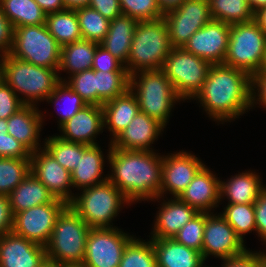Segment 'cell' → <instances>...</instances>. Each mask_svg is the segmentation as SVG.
Masks as SVG:
<instances>
[{
	"label": "cell",
	"mask_w": 266,
	"mask_h": 267,
	"mask_svg": "<svg viewBox=\"0 0 266 267\" xmlns=\"http://www.w3.org/2000/svg\"><path fill=\"white\" fill-rule=\"evenodd\" d=\"M107 158L111 168L108 180L132 204L160 199L163 155L151 151L117 149L109 143Z\"/></svg>",
	"instance_id": "1"
},
{
	"label": "cell",
	"mask_w": 266,
	"mask_h": 267,
	"mask_svg": "<svg viewBox=\"0 0 266 267\" xmlns=\"http://www.w3.org/2000/svg\"><path fill=\"white\" fill-rule=\"evenodd\" d=\"M208 117L231 122L252 108L251 76L225 64H213L202 89L195 95Z\"/></svg>",
	"instance_id": "2"
},
{
	"label": "cell",
	"mask_w": 266,
	"mask_h": 267,
	"mask_svg": "<svg viewBox=\"0 0 266 267\" xmlns=\"http://www.w3.org/2000/svg\"><path fill=\"white\" fill-rule=\"evenodd\" d=\"M0 67L1 79L24 105L37 106L38 101L46 100L62 81L58 70L36 66L10 54L0 57Z\"/></svg>",
	"instance_id": "3"
},
{
	"label": "cell",
	"mask_w": 266,
	"mask_h": 267,
	"mask_svg": "<svg viewBox=\"0 0 266 267\" xmlns=\"http://www.w3.org/2000/svg\"><path fill=\"white\" fill-rule=\"evenodd\" d=\"M172 48L163 17L138 21L125 65L127 73L161 69Z\"/></svg>",
	"instance_id": "4"
},
{
	"label": "cell",
	"mask_w": 266,
	"mask_h": 267,
	"mask_svg": "<svg viewBox=\"0 0 266 267\" xmlns=\"http://www.w3.org/2000/svg\"><path fill=\"white\" fill-rule=\"evenodd\" d=\"M91 227L68 205L58 216L45 246L47 259L67 265H81Z\"/></svg>",
	"instance_id": "5"
},
{
	"label": "cell",
	"mask_w": 266,
	"mask_h": 267,
	"mask_svg": "<svg viewBox=\"0 0 266 267\" xmlns=\"http://www.w3.org/2000/svg\"><path fill=\"white\" fill-rule=\"evenodd\" d=\"M129 89L138 100L140 112L157 119L165 126L173 106L182 100L161 69L133 73L130 75Z\"/></svg>",
	"instance_id": "6"
},
{
	"label": "cell",
	"mask_w": 266,
	"mask_h": 267,
	"mask_svg": "<svg viewBox=\"0 0 266 267\" xmlns=\"http://www.w3.org/2000/svg\"><path fill=\"white\" fill-rule=\"evenodd\" d=\"M81 191L82 194L78 193L69 205L91 228L113 227L111 222L119 214L122 204L131 205L109 180Z\"/></svg>",
	"instance_id": "7"
},
{
	"label": "cell",
	"mask_w": 266,
	"mask_h": 267,
	"mask_svg": "<svg viewBox=\"0 0 266 267\" xmlns=\"http://www.w3.org/2000/svg\"><path fill=\"white\" fill-rule=\"evenodd\" d=\"M265 50L266 36L255 20L233 24L223 64L252 76L260 69Z\"/></svg>",
	"instance_id": "8"
},
{
	"label": "cell",
	"mask_w": 266,
	"mask_h": 267,
	"mask_svg": "<svg viewBox=\"0 0 266 267\" xmlns=\"http://www.w3.org/2000/svg\"><path fill=\"white\" fill-rule=\"evenodd\" d=\"M11 56L30 64L58 70L61 46L45 24L14 28Z\"/></svg>",
	"instance_id": "9"
},
{
	"label": "cell",
	"mask_w": 266,
	"mask_h": 267,
	"mask_svg": "<svg viewBox=\"0 0 266 267\" xmlns=\"http://www.w3.org/2000/svg\"><path fill=\"white\" fill-rule=\"evenodd\" d=\"M211 66V63L183 47H173L161 70L172 83L176 94L185 101L194 98L202 89Z\"/></svg>",
	"instance_id": "10"
},
{
	"label": "cell",
	"mask_w": 266,
	"mask_h": 267,
	"mask_svg": "<svg viewBox=\"0 0 266 267\" xmlns=\"http://www.w3.org/2000/svg\"><path fill=\"white\" fill-rule=\"evenodd\" d=\"M134 238L119 229L91 228L85 247L83 267H119L127 244Z\"/></svg>",
	"instance_id": "11"
},
{
	"label": "cell",
	"mask_w": 266,
	"mask_h": 267,
	"mask_svg": "<svg viewBox=\"0 0 266 267\" xmlns=\"http://www.w3.org/2000/svg\"><path fill=\"white\" fill-rule=\"evenodd\" d=\"M68 206L62 200L35 206L16 213L12 232L41 246H46L58 216Z\"/></svg>",
	"instance_id": "12"
},
{
	"label": "cell",
	"mask_w": 266,
	"mask_h": 267,
	"mask_svg": "<svg viewBox=\"0 0 266 267\" xmlns=\"http://www.w3.org/2000/svg\"><path fill=\"white\" fill-rule=\"evenodd\" d=\"M172 47H183L189 38L213 18L208 0H184L164 13Z\"/></svg>",
	"instance_id": "13"
},
{
	"label": "cell",
	"mask_w": 266,
	"mask_h": 267,
	"mask_svg": "<svg viewBox=\"0 0 266 267\" xmlns=\"http://www.w3.org/2000/svg\"><path fill=\"white\" fill-rule=\"evenodd\" d=\"M244 242L221 214L205 213V227L201 254L206 261L209 255L225 260L246 251Z\"/></svg>",
	"instance_id": "14"
},
{
	"label": "cell",
	"mask_w": 266,
	"mask_h": 267,
	"mask_svg": "<svg viewBox=\"0 0 266 267\" xmlns=\"http://www.w3.org/2000/svg\"><path fill=\"white\" fill-rule=\"evenodd\" d=\"M231 25L212 19L196 31L183 48L213 64H222L225 60L230 37Z\"/></svg>",
	"instance_id": "15"
},
{
	"label": "cell",
	"mask_w": 266,
	"mask_h": 267,
	"mask_svg": "<svg viewBox=\"0 0 266 267\" xmlns=\"http://www.w3.org/2000/svg\"><path fill=\"white\" fill-rule=\"evenodd\" d=\"M30 172H32L48 189L54 198L72 202L71 173L61 166L53 156L43 147L31 153Z\"/></svg>",
	"instance_id": "16"
},
{
	"label": "cell",
	"mask_w": 266,
	"mask_h": 267,
	"mask_svg": "<svg viewBox=\"0 0 266 267\" xmlns=\"http://www.w3.org/2000/svg\"><path fill=\"white\" fill-rule=\"evenodd\" d=\"M204 166L201 159L183 150L163 155L160 198L169 192L179 197Z\"/></svg>",
	"instance_id": "17"
},
{
	"label": "cell",
	"mask_w": 266,
	"mask_h": 267,
	"mask_svg": "<svg viewBox=\"0 0 266 267\" xmlns=\"http://www.w3.org/2000/svg\"><path fill=\"white\" fill-rule=\"evenodd\" d=\"M46 259L44 246L13 232L0 237V267H41Z\"/></svg>",
	"instance_id": "18"
},
{
	"label": "cell",
	"mask_w": 266,
	"mask_h": 267,
	"mask_svg": "<svg viewBox=\"0 0 266 267\" xmlns=\"http://www.w3.org/2000/svg\"><path fill=\"white\" fill-rule=\"evenodd\" d=\"M62 132L58 137L63 140L82 143L86 145H97V135L103 133L104 120L102 106L86 105L72 118L59 127Z\"/></svg>",
	"instance_id": "19"
},
{
	"label": "cell",
	"mask_w": 266,
	"mask_h": 267,
	"mask_svg": "<svg viewBox=\"0 0 266 267\" xmlns=\"http://www.w3.org/2000/svg\"><path fill=\"white\" fill-rule=\"evenodd\" d=\"M164 128L165 125L160 121L139 111L111 143L117 149L151 151L153 149L150 146Z\"/></svg>",
	"instance_id": "20"
},
{
	"label": "cell",
	"mask_w": 266,
	"mask_h": 267,
	"mask_svg": "<svg viewBox=\"0 0 266 267\" xmlns=\"http://www.w3.org/2000/svg\"><path fill=\"white\" fill-rule=\"evenodd\" d=\"M178 198L198 212L211 213L220 203V179L205 165Z\"/></svg>",
	"instance_id": "21"
},
{
	"label": "cell",
	"mask_w": 266,
	"mask_h": 267,
	"mask_svg": "<svg viewBox=\"0 0 266 267\" xmlns=\"http://www.w3.org/2000/svg\"><path fill=\"white\" fill-rule=\"evenodd\" d=\"M43 115L37 106L24 105L7 119L8 134L22 143L31 153L41 149L39 141Z\"/></svg>",
	"instance_id": "22"
},
{
	"label": "cell",
	"mask_w": 266,
	"mask_h": 267,
	"mask_svg": "<svg viewBox=\"0 0 266 267\" xmlns=\"http://www.w3.org/2000/svg\"><path fill=\"white\" fill-rule=\"evenodd\" d=\"M173 198V199H172ZM158 208L151 238H173L199 212L178 197L164 200Z\"/></svg>",
	"instance_id": "23"
},
{
	"label": "cell",
	"mask_w": 266,
	"mask_h": 267,
	"mask_svg": "<svg viewBox=\"0 0 266 267\" xmlns=\"http://www.w3.org/2000/svg\"><path fill=\"white\" fill-rule=\"evenodd\" d=\"M104 127L113 136L112 142L134 119L140 111L135 94L128 89L124 94L102 105Z\"/></svg>",
	"instance_id": "24"
},
{
	"label": "cell",
	"mask_w": 266,
	"mask_h": 267,
	"mask_svg": "<svg viewBox=\"0 0 266 267\" xmlns=\"http://www.w3.org/2000/svg\"><path fill=\"white\" fill-rule=\"evenodd\" d=\"M157 267H200L202 254L177 242L174 238H151Z\"/></svg>",
	"instance_id": "25"
},
{
	"label": "cell",
	"mask_w": 266,
	"mask_h": 267,
	"mask_svg": "<svg viewBox=\"0 0 266 267\" xmlns=\"http://www.w3.org/2000/svg\"><path fill=\"white\" fill-rule=\"evenodd\" d=\"M253 171L236 174L226 182L220 181V201L227 197L228 204H254L265 185Z\"/></svg>",
	"instance_id": "26"
},
{
	"label": "cell",
	"mask_w": 266,
	"mask_h": 267,
	"mask_svg": "<svg viewBox=\"0 0 266 267\" xmlns=\"http://www.w3.org/2000/svg\"><path fill=\"white\" fill-rule=\"evenodd\" d=\"M138 21L128 15H119L110 21L105 38L99 43L124 66L130 53L132 38Z\"/></svg>",
	"instance_id": "27"
},
{
	"label": "cell",
	"mask_w": 266,
	"mask_h": 267,
	"mask_svg": "<svg viewBox=\"0 0 266 267\" xmlns=\"http://www.w3.org/2000/svg\"><path fill=\"white\" fill-rule=\"evenodd\" d=\"M104 155L97 145H89L83 152V155H79V162L77 167L71 172V180L73 188L83 189L86 187L95 186L106 180L108 176L103 178L104 168Z\"/></svg>",
	"instance_id": "28"
},
{
	"label": "cell",
	"mask_w": 266,
	"mask_h": 267,
	"mask_svg": "<svg viewBox=\"0 0 266 267\" xmlns=\"http://www.w3.org/2000/svg\"><path fill=\"white\" fill-rule=\"evenodd\" d=\"M8 197L13 215L35 206L51 203L55 199L32 172L8 194Z\"/></svg>",
	"instance_id": "29"
},
{
	"label": "cell",
	"mask_w": 266,
	"mask_h": 267,
	"mask_svg": "<svg viewBox=\"0 0 266 267\" xmlns=\"http://www.w3.org/2000/svg\"><path fill=\"white\" fill-rule=\"evenodd\" d=\"M99 43L81 39L61 47L58 71H68L70 76L92 69L93 58Z\"/></svg>",
	"instance_id": "30"
},
{
	"label": "cell",
	"mask_w": 266,
	"mask_h": 267,
	"mask_svg": "<svg viewBox=\"0 0 266 267\" xmlns=\"http://www.w3.org/2000/svg\"><path fill=\"white\" fill-rule=\"evenodd\" d=\"M45 26L61 47L82 39L75 9L47 14Z\"/></svg>",
	"instance_id": "31"
},
{
	"label": "cell",
	"mask_w": 266,
	"mask_h": 267,
	"mask_svg": "<svg viewBox=\"0 0 266 267\" xmlns=\"http://www.w3.org/2000/svg\"><path fill=\"white\" fill-rule=\"evenodd\" d=\"M0 5L14 28L45 24L47 14L35 0H0Z\"/></svg>",
	"instance_id": "32"
},
{
	"label": "cell",
	"mask_w": 266,
	"mask_h": 267,
	"mask_svg": "<svg viewBox=\"0 0 266 267\" xmlns=\"http://www.w3.org/2000/svg\"><path fill=\"white\" fill-rule=\"evenodd\" d=\"M208 3L214 20L229 25L254 20V12L247 0H208Z\"/></svg>",
	"instance_id": "33"
},
{
	"label": "cell",
	"mask_w": 266,
	"mask_h": 267,
	"mask_svg": "<svg viewBox=\"0 0 266 267\" xmlns=\"http://www.w3.org/2000/svg\"><path fill=\"white\" fill-rule=\"evenodd\" d=\"M97 106L124 94L130 87V75L127 72L95 71Z\"/></svg>",
	"instance_id": "34"
},
{
	"label": "cell",
	"mask_w": 266,
	"mask_h": 267,
	"mask_svg": "<svg viewBox=\"0 0 266 267\" xmlns=\"http://www.w3.org/2000/svg\"><path fill=\"white\" fill-rule=\"evenodd\" d=\"M44 141V148L70 173L77 167L79 155H83L84 150L89 146L66 141L56 135L49 136Z\"/></svg>",
	"instance_id": "35"
},
{
	"label": "cell",
	"mask_w": 266,
	"mask_h": 267,
	"mask_svg": "<svg viewBox=\"0 0 266 267\" xmlns=\"http://www.w3.org/2000/svg\"><path fill=\"white\" fill-rule=\"evenodd\" d=\"M75 12L82 39L100 43L108 33L110 21L89 6L76 8Z\"/></svg>",
	"instance_id": "36"
},
{
	"label": "cell",
	"mask_w": 266,
	"mask_h": 267,
	"mask_svg": "<svg viewBox=\"0 0 266 267\" xmlns=\"http://www.w3.org/2000/svg\"><path fill=\"white\" fill-rule=\"evenodd\" d=\"M30 173V159L0 157V195H8Z\"/></svg>",
	"instance_id": "37"
},
{
	"label": "cell",
	"mask_w": 266,
	"mask_h": 267,
	"mask_svg": "<svg viewBox=\"0 0 266 267\" xmlns=\"http://www.w3.org/2000/svg\"><path fill=\"white\" fill-rule=\"evenodd\" d=\"M244 242V235L256 231L254 204H227L220 213Z\"/></svg>",
	"instance_id": "38"
},
{
	"label": "cell",
	"mask_w": 266,
	"mask_h": 267,
	"mask_svg": "<svg viewBox=\"0 0 266 267\" xmlns=\"http://www.w3.org/2000/svg\"><path fill=\"white\" fill-rule=\"evenodd\" d=\"M119 267H157L152 240L145 241L134 237L127 244Z\"/></svg>",
	"instance_id": "39"
},
{
	"label": "cell",
	"mask_w": 266,
	"mask_h": 267,
	"mask_svg": "<svg viewBox=\"0 0 266 267\" xmlns=\"http://www.w3.org/2000/svg\"><path fill=\"white\" fill-rule=\"evenodd\" d=\"M47 101L55 104V107L60 104V101L68 102L66 108L64 106V109L58 111V113L60 112L59 116L61 114L58 119L59 127L87 105L80 95L73 91L64 81H61L57 85L54 92L47 97L46 102Z\"/></svg>",
	"instance_id": "40"
},
{
	"label": "cell",
	"mask_w": 266,
	"mask_h": 267,
	"mask_svg": "<svg viewBox=\"0 0 266 267\" xmlns=\"http://www.w3.org/2000/svg\"><path fill=\"white\" fill-rule=\"evenodd\" d=\"M205 227V212H199L173 237L177 242L201 253Z\"/></svg>",
	"instance_id": "41"
},
{
	"label": "cell",
	"mask_w": 266,
	"mask_h": 267,
	"mask_svg": "<svg viewBox=\"0 0 266 267\" xmlns=\"http://www.w3.org/2000/svg\"><path fill=\"white\" fill-rule=\"evenodd\" d=\"M68 86L78 93L87 105H97V89L95 70H84L81 73L62 79Z\"/></svg>",
	"instance_id": "42"
},
{
	"label": "cell",
	"mask_w": 266,
	"mask_h": 267,
	"mask_svg": "<svg viewBox=\"0 0 266 267\" xmlns=\"http://www.w3.org/2000/svg\"><path fill=\"white\" fill-rule=\"evenodd\" d=\"M122 13L137 21L155 20L163 17L164 13L158 6L157 0H119Z\"/></svg>",
	"instance_id": "43"
},
{
	"label": "cell",
	"mask_w": 266,
	"mask_h": 267,
	"mask_svg": "<svg viewBox=\"0 0 266 267\" xmlns=\"http://www.w3.org/2000/svg\"><path fill=\"white\" fill-rule=\"evenodd\" d=\"M24 106L16 93L0 79V119H8Z\"/></svg>",
	"instance_id": "44"
},
{
	"label": "cell",
	"mask_w": 266,
	"mask_h": 267,
	"mask_svg": "<svg viewBox=\"0 0 266 267\" xmlns=\"http://www.w3.org/2000/svg\"><path fill=\"white\" fill-rule=\"evenodd\" d=\"M92 69L103 72H127L126 67L101 45L96 47Z\"/></svg>",
	"instance_id": "45"
},
{
	"label": "cell",
	"mask_w": 266,
	"mask_h": 267,
	"mask_svg": "<svg viewBox=\"0 0 266 267\" xmlns=\"http://www.w3.org/2000/svg\"><path fill=\"white\" fill-rule=\"evenodd\" d=\"M0 157L30 159L31 152L13 136L0 133Z\"/></svg>",
	"instance_id": "46"
},
{
	"label": "cell",
	"mask_w": 266,
	"mask_h": 267,
	"mask_svg": "<svg viewBox=\"0 0 266 267\" xmlns=\"http://www.w3.org/2000/svg\"><path fill=\"white\" fill-rule=\"evenodd\" d=\"M14 27L0 5V57L8 55L13 45Z\"/></svg>",
	"instance_id": "47"
},
{
	"label": "cell",
	"mask_w": 266,
	"mask_h": 267,
	"mask_svg": "<svg viewBox=\"0 0 266 267\" xmlns=\"http://www.w3.org/2000/svg\"><path fill=\"white\" fill-rule=\"evenodd\" d=\"M256 232L266 245V187L261 191L254 203Z\"/></svg>",
	"instance_id": "48"
},
{
	"label": "cell",
	"mask_w": 266,
	"mask_h": 267,
	"mask_svg": "<svg viewBox=\"0 0 266 267\" xmlns=\"http://www.w3.org/2000/svg\"><path fill=\"white\" fill-rule=\"evenodd\" d=\"M257 104L266 108V73L262 72L251 76V106Z\"/></svg>",
	"instance_id": "49"
},
{
	"label": "cell",
	"mask_w": 266,
	"mask_h": 267,
	"mask_svg": "<svg viewBox=\"0 0 266 267\" xmlns=\"http://www.w3.org/2000/svg\"><path fill=\"white\" fill-rule=\"evenodd\" d=\"M88 6L97 10L109 21L123 14L119 0H90Z\"/></svg>",
	"instance_id": "50"
},
{
	"label": "cell",
	"mask_w": 266,
	"mask_h": 267,
	"mask_svg": "<svg viewBox=\"0 0 266 267\" xmlns=\"http://www.w3.org/2000/svg\"><path fill=\"white\" fill-rule=\"evenodd\" d=\"M221 267H258L259 266V252L249 251L248 249L234 257L222 260Z\"/></svg>",
	"instance_id": "51"
},
{
	"label": "cell",
	"mask_w": 266,
	"mask_h": 267,
	"mask_svg": "<svg viewBox=\"0 0 266 267\" xmlns=\"http://www.w3.org/2000/svg\"><path fill=\"white\" fill-rule=\"evenodd\" d=\"M14 215L8 195H0V237L12 232Z\"/></svg>",
	"instance_id": "52"
},
{
	"label": "cell",
	"mask_w": 266,
	"mask_h": 267,
	"mask_svg": "<svg viewBox=\"0 0 266 267\" xmlns=\"http://www.w3.org/2000/svg\"><path fill=\"white\" fill-rule=\"evenodd\" d=\"M35 1L46 14L59 12L66 9L63 0H35Z\"/></svg>",
	"instance_id": "53"
},
{
	"label": "cell",
	"mask_w": 266,
	"mask_h": 267,
	"mask_svg": "<svg viewBox=\"0 0 266 267\" xmlns=\"http://www.w3.org/2000/svg\"><path fill=\"white\" fill-rule=\"evenodd\" d=\"M184 0H157L158 6L163 13L177 8Z\"/></svg>",
	"instance_id": "54"
},
{
	"label": "cell",
	"mask_w": 266,
	"mask_h": 267,
	"mask_svg": "<svg viewBox=\"0 0 266 267\" xmlns=\"http://www.w3.org/2000/svg\"><path fill=\"white\" fill-rule=\"evenodd\" d=\"M254 20L257 22L260 29L264 32L266 36V6L260 8L254 13Z\"/></svg>",
	"instance_id": "55"
},
{
	"label": "cell",
	"mask_w": 266,
	"mask_h": 267,
	"mask_svg": "<svg viewBox=\"0 0 266 267\" xmlns=\"http://www.w3.org/2000/svg\"><path fill=\"white\" fill-rule=\"evenodd\" d=\"M90 0H63L66 9H76L89 5Z\"/></svg>",
	"instance_id": "56"
},
{
	"label": "cell",
	"mask_w": 266,
	"mask_h": 267,
	"mask_svg": "<svg viewBox=\"0 0 266 267\" xmlns=\"http://www.w3.org/2000/svg\"><path fill=\"white\" fill-rule=\"evenodd\" d=\"M252 11L255 13L260 8L266 6V0H247Z\"/></svg>",
	"instance_id": "57"
},
{
	"label": "cell",
	"mask_w": 266,
	"mask_h": 267,
	"mask_svg": "<svg viewBox=\"0 0 266 267\" xmlns=\"http://www.w3.org/2000/svg\"><path fill=\"white\" fill-rule=\"evenodd\" d=\"M67 264L65 263H58L54 261H50L48 259L45 260V262L41 265V267H66Z\"/></svg>",
	"instance_id": "58"
},
{
	"label": "cell",
	"mask_w": 266,
	"mask_h": 267,
	"mask_svg": "<svg viewBox=\"0 0 266 267\" xmlns=\"http://www.w3.org/2000/svg\"><path fill=\"white\" fill-rule=\"evenodd\" d=\"M258 267H266V252L259 251V266Z\"/></svg>",
	"instance_id": "59"
},
{
	"label": "cell",
	"mask_w": 266,
	"mask_h": 267,
	"mask_svg": "<svg viewBox=\"0 0 266 267\" xmlns=\"http://www.w3.org/2000/svg\"><path fill=\"white\" fill-rule=\"evenodd\" d=\"M8 125L6 119H0V133H8Z\"/></svg>",
	"instance_id": "60"
},
{
	"label": "cell",
	"mask_w": 266,
	"mask_h": 267,
	"mask_svg": "<svg viewBox=\"0 0 266 267\" xmlns=\"http://www.w3.org/2000/svg\"><path fill=\"white\" fill-rule=\"evenodd\" d=\"M258 72L266 73V50L264 53V58H263L262 64H261Z\"/></svg>",
	"instance_id": "61"
},
{
	"label": "cell",
	"mask_w": 266,
	"mask_h": 267,
	"mask_svg": "<svg viewBox=\"0 0 266 267\" xmlns=\"http://www.w3.org/2000/svg\"><path fill=\"white\" fill-rule=\"evenodd\" d=\"M66 267H83L82 265H67Z\"/></svg>",
	"instance_id": "62"
},
{
	"label": "cell",
	"mask_w": 266,
	"mask_h": 267,
	"mask_svg": "<svg viewBox=\"0 0 266 267\" xmlns=\"http://www.w3.org/2000/svg\"><path fill=\"white\" fill-rule=\"evenodd\" d=\"M203 264L205 265V261L200 265V267H209V266H204Z\"/></svg>",
	"instance_id": "63"
}]
</instances>
